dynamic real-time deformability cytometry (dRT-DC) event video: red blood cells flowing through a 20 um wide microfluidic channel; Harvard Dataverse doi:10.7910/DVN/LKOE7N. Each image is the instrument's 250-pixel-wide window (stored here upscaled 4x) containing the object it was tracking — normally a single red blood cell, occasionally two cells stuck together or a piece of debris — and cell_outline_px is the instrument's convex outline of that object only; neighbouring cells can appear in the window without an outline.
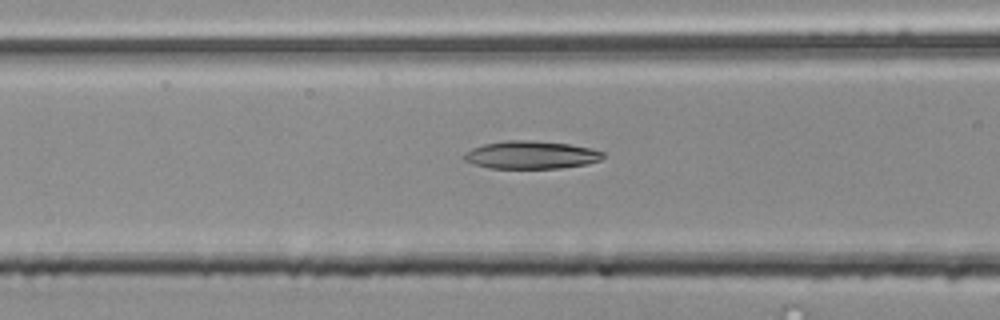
{"species": "common noctule bat (a hibernating species)", "species_latin": "Nyctalus noctula", "temperature_condition": "room temperature", "stored_images_in_passage": 44, "camera_frame_rate_fps": 3000, "um_per_image_px": 0.085, "animal": {"sex": "male", "body_mass_g": 20.4}, "frame": {"image": 1, "passage_image": 12, "time_ms": 3.667, "image_size_px": [1000, 320], "cell_outline_px": [[604, 156], [600, 160], [588, 164], [560, 168], [488, 168], [472, 164], [464, 160], [464, 156], [472, 148], [484, 144], [508, 140], [532, 140], [568, 144], [588, 148], [604, 152]], "centroid_in_image_um": [45.14, 13.17], "position_along_channel_um": 121.5, "area_um2": 22.43}}
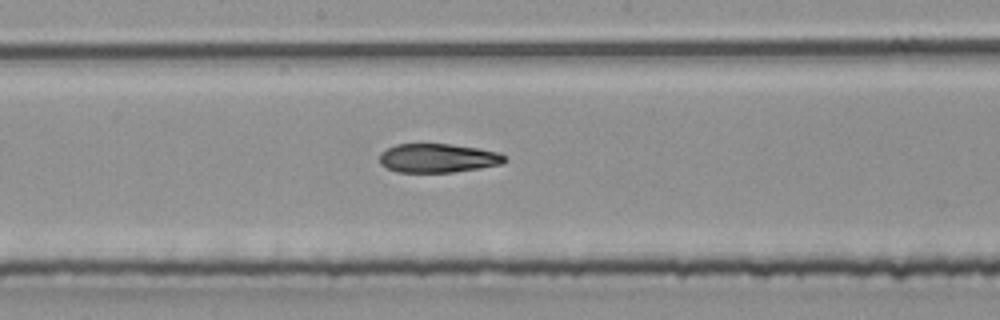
{"frame": {"image": 2, "passage_image": 19, "time_ms": 6.0, "image_size_px": [1000, 320], "cell_outline_px": [[504, 160], [500, 164], [480, 168], [452, 172], [400, 172], [388, 168], [380, 164], [380, 152], [396, 144], [452, 144], [480, 148], [496, 152], [504, 156]], "centroid_in_image_um": [37.19, 13.43], "position_along_channel_um": 211.0, "area_um2": 20.87}}
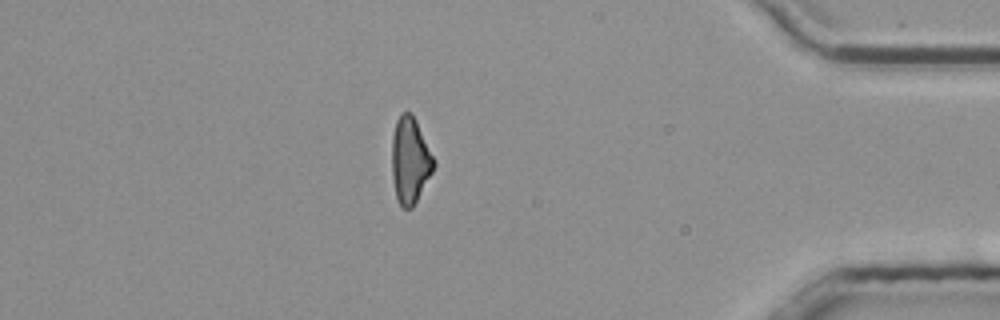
{"frame": {"image": 3, "passage_image": 37, "time_ms": 12.0, "image_size_px": [1000, 320], "cell_outline_px": [[436, 164], [432, 172], [412, 208], [404, 208], [400, 204], [396, 196], [392, 176], [392, 136], [396, 120], [400, 112], [412, 112], [436, 160]], "centroid_in_image_um": [34.86, 13.58], "position_along_channel_um": 400.3, "area_um2": 21.1}, "authors_computed_cell_mechanics": {"area_um2": 21.7906, "velocity_mm_per_s": 3.8305, "shape_relaxation_time_tau1_ms": null, "shape_relaxation_time_tau2_ms": 7.8675, "deformation_change_tau1": null, "deformation_change_tau2": 0.1854}}